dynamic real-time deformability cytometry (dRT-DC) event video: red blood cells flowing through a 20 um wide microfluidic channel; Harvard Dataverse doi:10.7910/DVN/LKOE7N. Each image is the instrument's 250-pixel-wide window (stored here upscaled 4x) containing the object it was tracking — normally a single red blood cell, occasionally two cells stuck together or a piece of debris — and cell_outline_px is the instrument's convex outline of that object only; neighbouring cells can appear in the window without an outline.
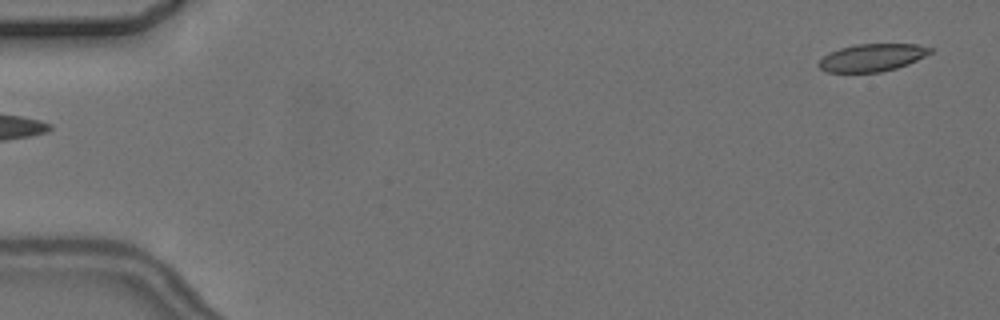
{"species": "common noctule bat (a hibernating species)", "species_latin": "Nyctalus noctula", "temperature_condition": "cold", "stored_images_in_passage": 4, "segment_of_instrument_passage": [2, 2], "camera_frame_rate_fps": 3000, "um_per_image_px": 0.085, "animal": {"sex": "female", "body_mass_g": 24.6, "forearm_length_mm": 56.2}, "frame": {"image": 1, "passage_image": 4, "time_ms": 4.0, "image_size_px": [1000, 320], "cell_outline_px": [[936, 48], [932, 52], [908, 64], [896, 68], [880, 72], [828, 72], [820, 68], [816, 64], [828, 52], [840, 48], [856, 44], [916, 44]], "centroid_in_image_um": [74.14, 4.88], "position_along_channel_um": 10.9, "area_um2": 17.92}}